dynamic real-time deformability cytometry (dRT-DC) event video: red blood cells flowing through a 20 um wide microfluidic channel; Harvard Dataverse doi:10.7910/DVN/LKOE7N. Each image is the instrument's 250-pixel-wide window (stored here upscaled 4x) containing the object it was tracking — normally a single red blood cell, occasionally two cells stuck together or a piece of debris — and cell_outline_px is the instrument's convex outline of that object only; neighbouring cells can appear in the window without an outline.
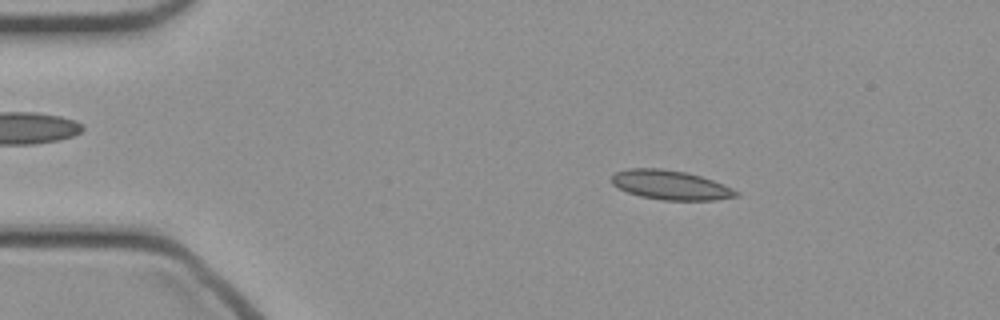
{"species": "common noctule bat (a hibernating species)", "species_latin": "Nyctalus noctula", "temperature_condition": "cold", "stored_images_in_passage": 46, "camera_frame_rate_fps": 3000, "um_per_image_px": 0.085, "animal": {"sex": "female", "body_mass_g": 21.9}, "frame": {"image": 1, "passage_image": 7, "time_ms": 2.0, "image_size_px": [1000, 320], "cell_outline_px": [[740, 196], [716, 200], [664, 200], [640, 196], [628, 192], [612, 184], [612, 176], [616, 172], [628, 168], [660, 168], [688, 172], [724, 184], [740, 192]], "centroid_in_image_um": [57.03, 15.72], "position_along_channel_um": 28.0, "area_um2": 21.33}}
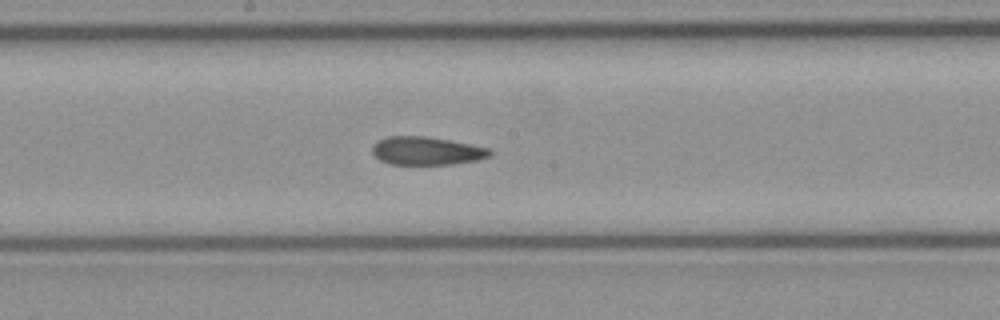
{"frame": {"image": 2, "passage_image": 24, "time_ms": 7.667, "image_size_px": [1000, 320], "cell_outline_px": [[492, 156], [476, 160], [452, 164], [392, 164], [380, 160], [372, 152], [372, 144], [376, 140], [388, 136], [424, 136], [448, 140], [492, 148]], "centroid_in_image_um": [36.26, 12.81], "position_along_channel_um": 211.9, "area_um2": 19.36}}
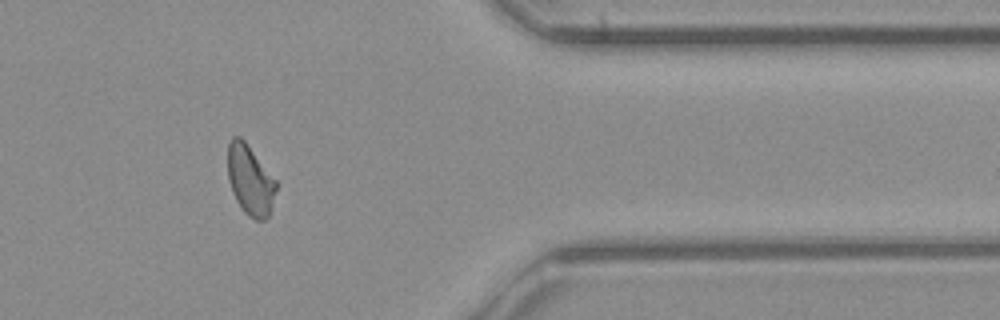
{"frame": {"image": 3, "passage_image": 38, "time_ms": 12.333, "image_size_px": [1000, 320], "cell_outline_px": [[276, 188], [268, 216], [264, 220], [256, 220], [248, 216], [240, 208], [232, 192], [228, 180], [228, 144], [232, 136], [240, 136], [244, 140], [276, 180]], "centroid_in_image_um": [21.23, 15.3], "position_along_channel_um": 390.2, "area_um2": 19.59}}